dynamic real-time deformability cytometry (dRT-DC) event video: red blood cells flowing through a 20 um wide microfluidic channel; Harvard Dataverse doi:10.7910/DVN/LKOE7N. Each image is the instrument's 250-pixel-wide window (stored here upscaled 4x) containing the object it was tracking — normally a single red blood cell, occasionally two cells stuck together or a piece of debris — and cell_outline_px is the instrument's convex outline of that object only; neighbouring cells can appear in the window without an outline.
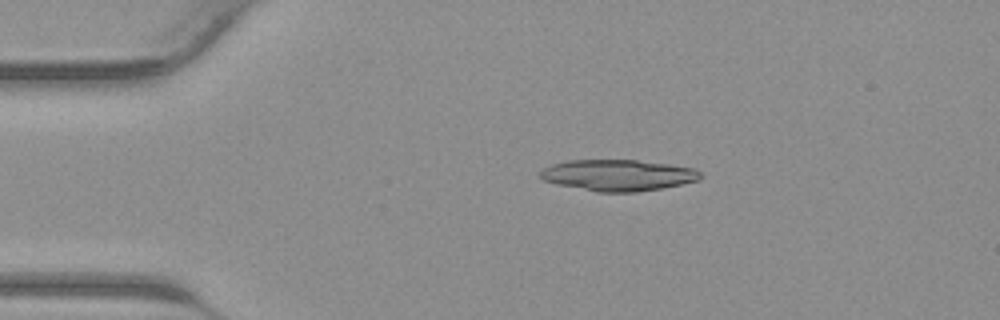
{"species": "common noctule bat (a hibernating species)", "species_latin": "Nyctalus noctula", "temperature_condition": "warm", "stored_images_in_passage": 41, "camera_frame_rate_fps": 3000, "um_per_image_px": 0.085, "animal": {"sex": "male", "body_mass_g": 23.1, "forearm_length_mm": 52.7}, "frame": {"image": 1, "passage_image": 8, "time_ms": 2.333, "image_size_px": [1000, 320], "cell_outline_px": [[704, 176], [696, 180], [680, 184], [660, 188], [636, 192], [596, 192], [556, 184], [544, 180], [540, 176], [540, 172], [544, 168], [552, 164], [568, 160], [636, 160], [668, 164], [696, 168]], "centroid_in_image_um": [52.52, 14.89], "position_along_channel_um": 32.5, "area_um2": 29.07}}